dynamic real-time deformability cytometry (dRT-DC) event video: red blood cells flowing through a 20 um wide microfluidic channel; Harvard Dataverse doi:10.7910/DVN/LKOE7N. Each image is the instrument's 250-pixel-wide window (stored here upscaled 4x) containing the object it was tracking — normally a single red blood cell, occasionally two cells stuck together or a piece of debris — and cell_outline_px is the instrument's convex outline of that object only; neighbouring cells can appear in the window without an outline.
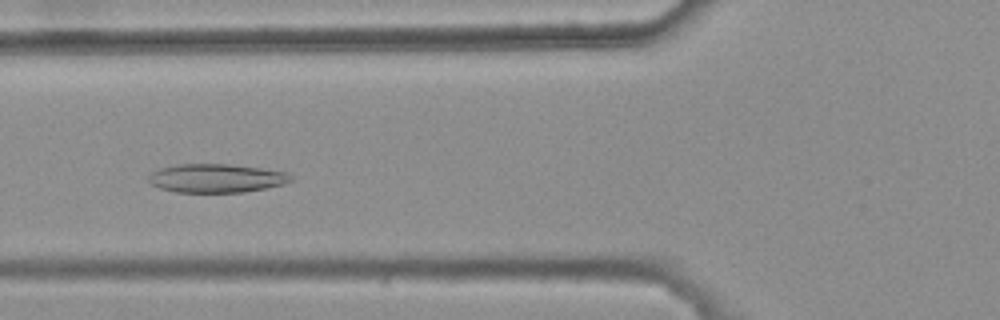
{"species": "common noctule bat (a hibernating species)", "species_latin": "Nyctalus noctula", "temperature_condition": "warm", "stored_images_in_passage": 44, "camera_frame_rate_fps": 3000, "um_per_image_px": 0.085, "animal": {"sex": "female", "body_mass_g": 25.1}, "frame": {"image": 1, "passage_image": 19, "time_ms": 6.0, "image_size_px": [1000, 320], "cell_outline_px": [[292, 180], [284, 184], [244, 192], [176, 192], [160, 188], [152, 184], [148, 180], [148, 176], [152, 172], [160, 168], [176, 164], [232, 164], [288, 172], [292, 176]], "centroid_in_image_um": [18.39, 15.14], "position_along_channel_um": 107.4, "area_um2": 23.76}}
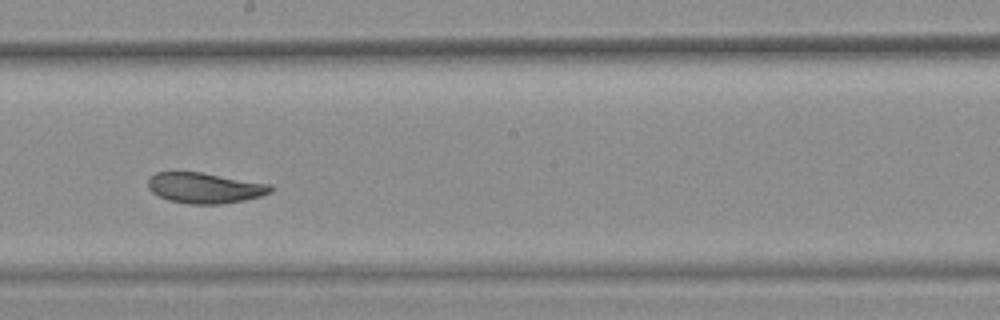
{"frame": {"image": 2, "passage_image": 29, "time_ms": 9.333, "image_size_px": [1000, 320], "cell_outline_px": [[272, 192], [260, 196], [244, 200], [220, 204], [188, 204], [168, 200], [152, 192], [148, 188], [148, 180], [156, 172], [200, 172], [272, 184]], "centroid_in_image_um": [17.42, 15.97], "position_along_channel_um": 230.8, "area_um2": 21.79}}
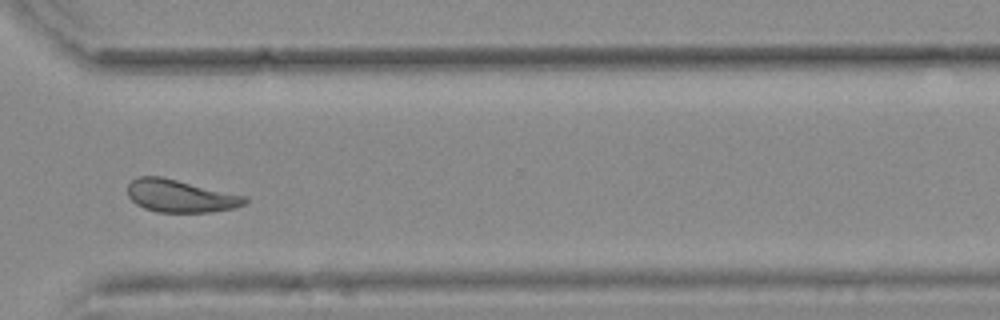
{"frame": {"image": 3, "passage_image": 39, "time_ms": 12.667, "image_size_px": [1000, 320], "cell_outline_px": [[248, 200], [244, 204], [236, 208], [212, 212], [156, 212], [144, 208], [136, 204], [128, 196], [128, 184], [136, 176], [160, 176], [248, 196]], "centroid_in_image_um": [15.34, 16.66], "position_along_channel_um": 355.3, "area_um2": 22.43}, "authors_computed_cell_mechanics": {"area_um2": 23.1489, "velocity_mm_per_s": 3.7087, "shape_relaxation_time_tau1_ms": null, "shape_relaxation_time_tau2_ms": 3.1091, "deformation_change_tau1": null, "deformation_change_tau2": 0.1003}}